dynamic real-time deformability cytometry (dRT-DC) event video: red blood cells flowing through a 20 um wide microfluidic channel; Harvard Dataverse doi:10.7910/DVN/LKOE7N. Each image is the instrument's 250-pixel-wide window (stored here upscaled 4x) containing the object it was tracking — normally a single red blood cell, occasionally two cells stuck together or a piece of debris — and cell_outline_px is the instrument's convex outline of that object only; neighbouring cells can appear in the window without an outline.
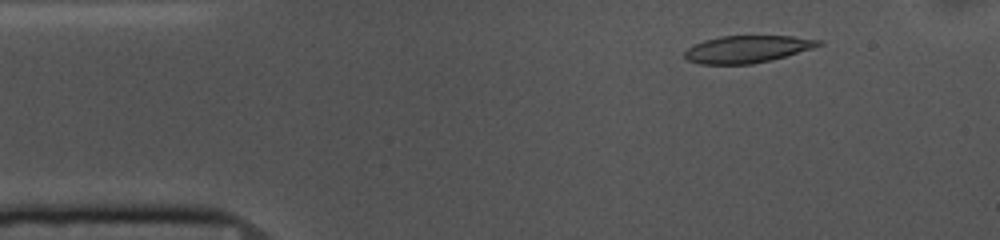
{"species": "common noctule bat (a hibernating species)", "species_latin": "Nyctalus noctula", "temperature_condition": "cold", "stored_images_in_passage": 53, "camera_frame_rate_fps": 3000, "um_per_image_px": 0.085, "animal": {"sex": "female", "body_mass_g": 10.0, "forearm_length_mm": 53.1}, "frame": {"image": 1, "passage_image": 6, "time_ms": 1.667, "image_size_px": [1000, 240], "cell_outline_px": [[824, 44], [812, 48], [772, 60], [752, 64], [700, 64], [688, 60], [684, 56], [684, 52], [688, 48], [704, 40], [720, 36], [792, 36], [824, 40]], "centroid_in_image_um": [63.54, 4.17], "position_along_channel_um": 21.5, "area_um2": 21.21}}
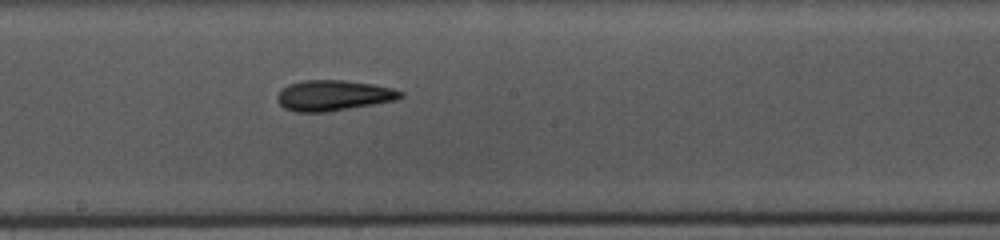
{"frame": {"image": 2, "passage_image": 27, "time_ms": 8.667, "image_size_px": [1000, 240], "cell_outline_px": [[404, 96], [396, 100], [328, 112], [296, 112], [284, 108], [276, 100], [276, 96], [280, 88], [288, 84], [304, 80], [344, 80], [372, 84], [392, 88], [404, 92]], "centroid_in_image_um": [28.3, 8.11], "position_along_channel_um": 219.9, "area_um2": 22.14}}
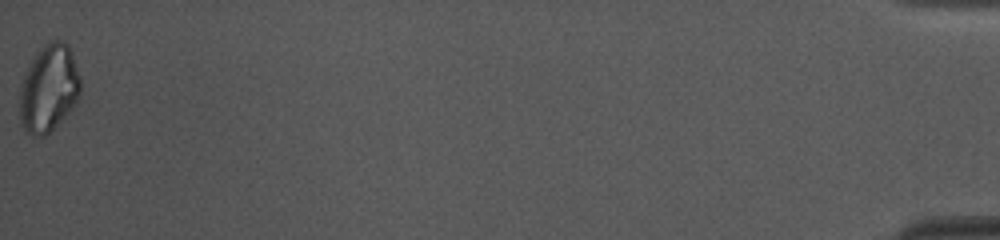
{"frame": {"image": 3, "passage_image": 53, "time_ms": 17.333, "image_size_px": [1000, 240], "cell_outline_px": [[80, 96], [68, 112], [44, 136], [32, 136], [24, 132], [20, 120], [20, 84], [36, 52], [44, 44], [52, 40], [64, 40], [68, 44], [72, 52], [80, 76]], "centroid_in_image_um": [4.14, 7.49], "position_along_channel_um": 431.1, "area_um2": 30.87}, "authors_computed_cell_mechanics": {"area_um2": 22.0796, "velocity_mm_per_s": 3.6655, "shape_relaxation_time_tau1_ms": 10.8865, "shape_relaxation_time_tau2_ms": 3.6453, "deformation_change_tau1": 0.236, "deformation_change_tau2": 0.1208}}